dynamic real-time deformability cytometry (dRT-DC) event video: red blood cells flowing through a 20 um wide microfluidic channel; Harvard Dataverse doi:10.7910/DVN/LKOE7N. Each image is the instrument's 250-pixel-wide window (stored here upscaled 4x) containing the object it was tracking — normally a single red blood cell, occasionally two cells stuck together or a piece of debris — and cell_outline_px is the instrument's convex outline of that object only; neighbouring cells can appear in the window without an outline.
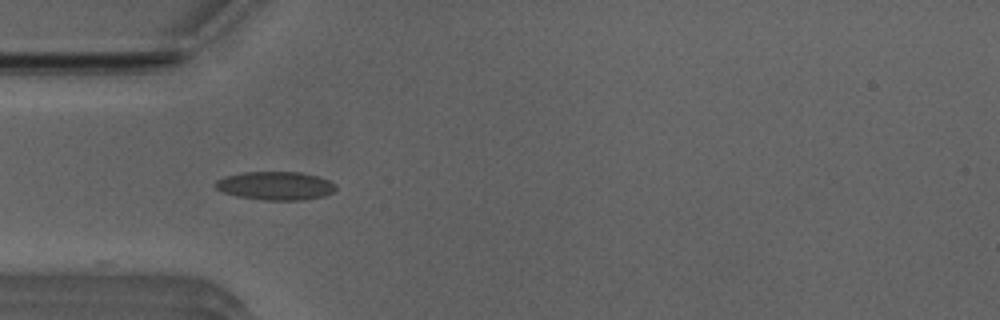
{"species": "Egyptian fruit bat (a non-hibernating species)", "species_latin": "Rousettus aegyptiacus", "temperature_condition": "room temperature", "stored_images_in_passage": 34, "camera_frame_rate_fps": 3000, "um_per_image_px": 0.085, "animal": {"sex": "male"}, "frame": {"image": 1, "passage_image": 1, "time_ms": 0.0, "image_size_px": [1000, 320], "cell_outline_px": [[336, 188], [332, 192], [324, 196], [304, 200], [264, 200], [240, 196], [224, 192], [216, 188], [212, 184], [216, 180], [224, 176], [244, 172], [300, 172], [316, 176], [328, 180], [336, 184]], "centroid_in_image_um": [23.41, 15.78], "position_along_channel_um": 61.6, "area_um2": 19.88}}
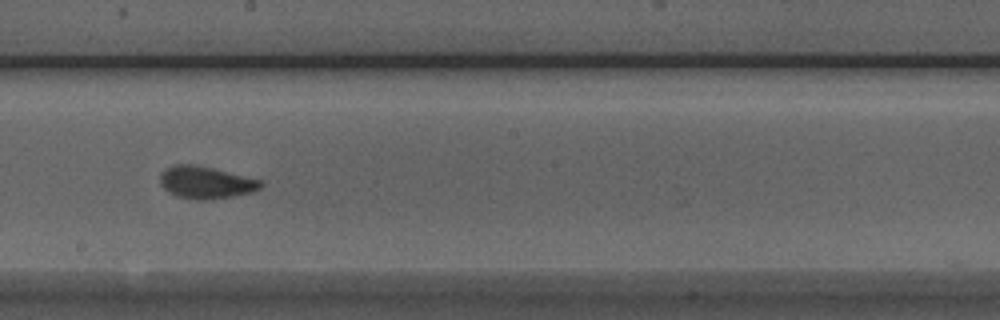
{"frame": {"image": 2, "passage_image": 14, "time_ms": 4.333, "image_size_px": [1000, 320], "cell_outline_px": [[264, 184], [260, 188], [252, 192], [232, 196], [204, 200], [200, 200], [176, 196], [168, 192], [160, 184], [160, 172], [164, 168], [172, 164], [196, 164], [260, 180]], "centroid_in_image_um": [17.43, 15.49], "position_along_channel_um": 230.8, "area_um2": 18.9}}
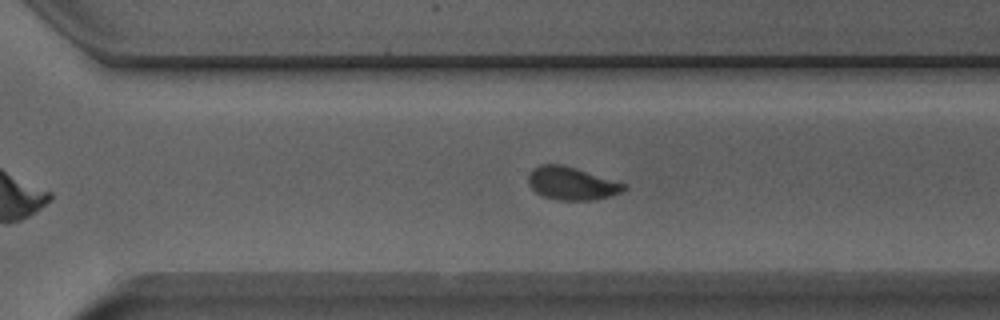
{"frame": {"image": 3, "passage_image": 21, "time_ms": 6.667, "image_size_px": [1000, 320], "cell_outline_px": [[628, 188], [620, 192], [608, 196], [592, 200], [560, 200], [544, 196], [536, 192], [528, 184], [528, 176], [532, 168], [540, 164], [560, 164], [576, 168], [628, 184]], "centroid_in_image_um": [48.59, 15.58], "position_along_channel_um": 322.0, "area_um2": 18.32}, "authors_computed_cell_mechanics": {"area_um2": 18.5538, "velocity_mm_per_s": 3.9263, "shape_relaxation_time_tau1_ms": 5.0879, "shape_relaxation_time_tau2_ms": 0.9945, "deformation_change_tau1": 0.1497, "deformation_change_tau2": 0.0591}}